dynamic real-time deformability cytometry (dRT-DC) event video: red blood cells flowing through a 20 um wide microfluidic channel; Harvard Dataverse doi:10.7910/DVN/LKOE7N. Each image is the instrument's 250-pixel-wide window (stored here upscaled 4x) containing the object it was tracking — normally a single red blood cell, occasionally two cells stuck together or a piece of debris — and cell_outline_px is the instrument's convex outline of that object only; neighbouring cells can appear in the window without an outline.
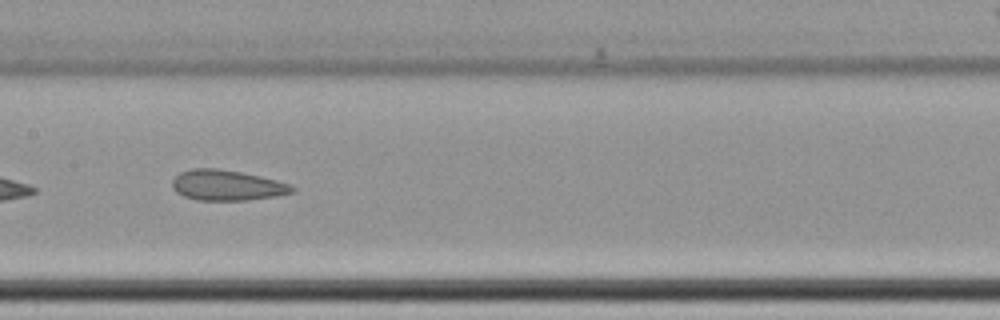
{"species": "common noctule bat (a hibernating species)", "species_latin": "Nyctalus noctula", "temperature_condition": "cold", "stored_images_in_passage": 41, "camera_frame_rate_fps": 3000, "um_per_image_px": 0.085, "animal": {"sex": "female", "body_mass_g": 22.7, "forearm_length_mm": 54.2}, "frame": {"image": 1, "passage_image": 12, "time_ms": 3.667, "image_size_px": [1000, 320], "cell_outline_px": [[296, 192], [276, 196], [248, 200], [196, 200], [184, 196], [176, 192], [172, 188], [172, 180], [180, 172], [192, 168], [216, 168], [240, 172], [260, 176], [276, 180], [288, 184], [296, 188]], "centroid_in_image_um": [19.28, 15.75], "position_along_channel_um": 188.1, "area_um2": 21.33}, "authors_computed_cell_mechanics": {"area_um2": 22.0796, "velocity_mm_per_s": 3.4544, "shape_relaxation_time_tau1_ms": null, "shape_relaxation_time_tau2_ms": 3.5463, "deformation_change_tau1": null, "deformation_change_tau2": 0.118}}